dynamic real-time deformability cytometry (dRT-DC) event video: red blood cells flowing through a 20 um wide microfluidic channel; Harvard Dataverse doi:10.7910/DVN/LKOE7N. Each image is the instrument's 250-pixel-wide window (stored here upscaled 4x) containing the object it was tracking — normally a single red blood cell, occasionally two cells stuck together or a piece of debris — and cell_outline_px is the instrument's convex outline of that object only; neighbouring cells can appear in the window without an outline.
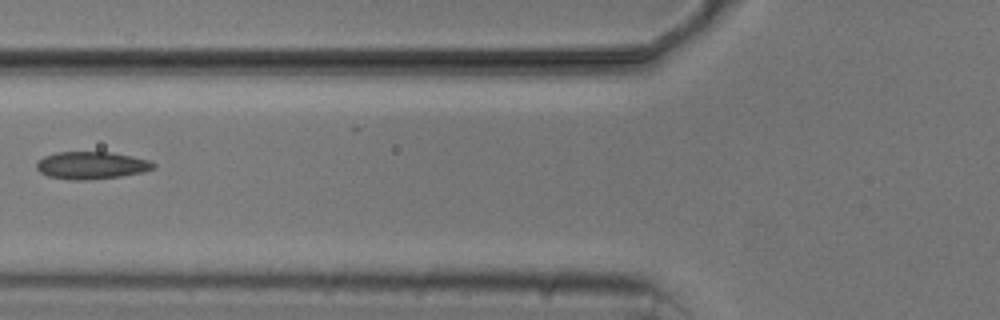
{"species": "common noctule bat (a hibernating species)", "species_latin": "Nyctalus noctula", "temperature_condition": "cold", "stored_images_in_passage": 5, "camera_frame_rate_fps": 3000, "um_per_image_px": 0.085, "animal": {"sex": "male", "body_mass_g": 20.5, "forearm_length_mm": 52.5}, "frame": {"image": 1, "passage_image": 5, "time_ms": 5.667, "image_size_px": [1000, 320], "cell_outline_px": [[156, 168], [144, 172], [120, 176], [88, 180], [72, 180], [48, 176], [40, 172], [36, 168], [36, 160], [44, 156], [56, 152], [112, 152], [132, 156], [148, 160], [156, 164]], "centroid_in_image_um": [7.77, 14.05], "position_along_channel_um": 118.0, "area_um2": 18.84}}